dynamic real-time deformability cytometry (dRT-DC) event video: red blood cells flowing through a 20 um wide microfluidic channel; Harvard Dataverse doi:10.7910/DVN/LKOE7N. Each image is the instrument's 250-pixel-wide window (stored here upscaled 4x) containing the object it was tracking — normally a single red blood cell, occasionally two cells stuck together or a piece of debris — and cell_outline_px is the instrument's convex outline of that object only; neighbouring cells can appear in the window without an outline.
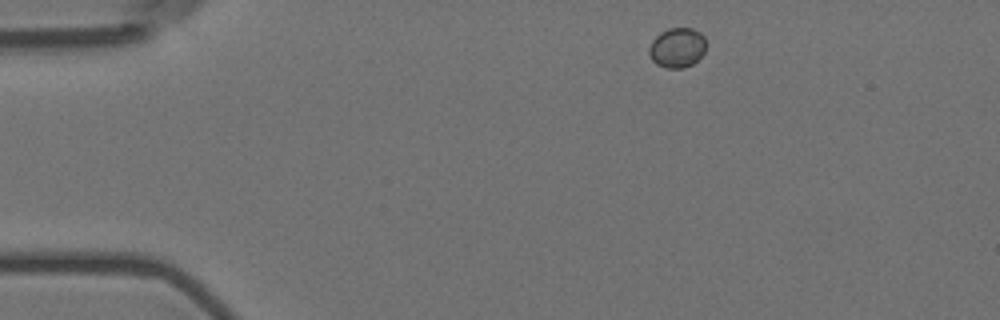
{"species": "Egyptian fruit bat (a non-hibernating species)", "species_latin": "Rousettus aegyptiacus", "temperature_condition": "room temperature", "stored_images_in_passage": 4, "camera_frame_rate_fps": 3000, "um_per_image_px": 0.085, "animal": {"sex": "female"}, "frame": {"image": 1, "passage_image": 1, "time_ms": 0.0, "image_size_px": [1000, 320], "cell_outline_px": [[704, 52], [692, 64], [684, 68], [664, 68], [656, 64], [652, 60], [648, 52], [648, 48], [652, 40], [660, 32], [668, 28], [692, 28], [700, 32], [704, 36]], "centroid_in_image_um": [57.52, 4.05], "position_along_channel_um": 27.5, "area_um2": 13.24}}
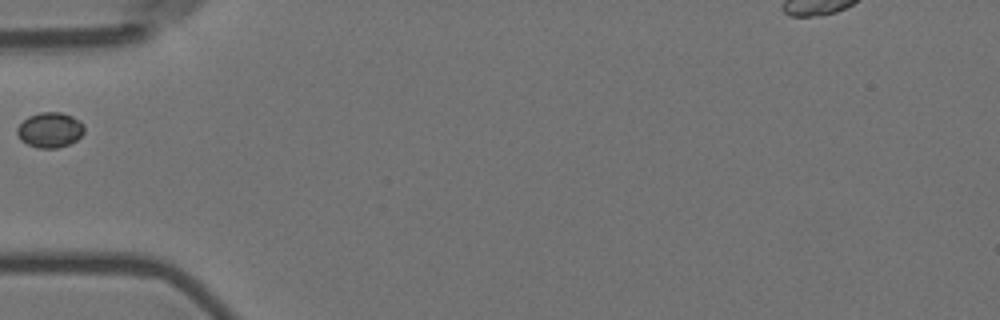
{"frame": {"image": 2, "passage_image": 4, "time_ms": 1.0, "image_size_px": [1000, 320], "cell_outline_px": [[84, 132], [76, 140], [68, 144], [56, 148], [36, 148], [20, 140], [16, 132], [16, 128], [28, 116], [40, 112], [60, 112], [72, 116], [80, 120], [84, 124]], "centroid_in_image_um": [4.24, 11.04], "position_along_channel_um": 80.8, "area_um2": 13.81}}